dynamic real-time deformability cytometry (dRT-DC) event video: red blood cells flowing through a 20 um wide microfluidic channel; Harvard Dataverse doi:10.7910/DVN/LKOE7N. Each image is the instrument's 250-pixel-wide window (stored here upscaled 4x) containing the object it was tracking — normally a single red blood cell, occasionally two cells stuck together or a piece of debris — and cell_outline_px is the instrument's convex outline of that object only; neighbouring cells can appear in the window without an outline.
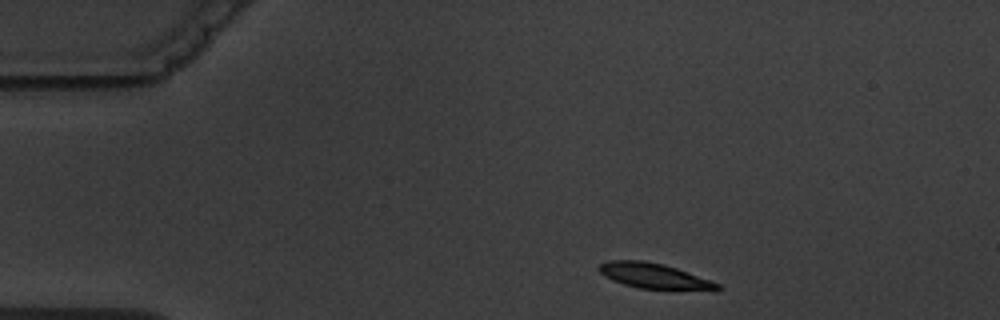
{"species": "common noctule bat (a hibernating species)", "species_latin": "Nyctalus noctula", "temperature_condition": "warm", "stored_images_in_passage": 3, "camera_frame_rate_fps": 3000, "um_per_image_px": 0.085, "animal": {"sex": "male", "body_mass_g": 19.5, "forearm_length_mm": 54.6}, "frame": {"image": 1, "passage_image": 1, "time_ms": 0.0, "image_size_px": [1000, 320], "cell_outline_px": [[724, 288], [640, 288], [624, 284], [604, 276], [596, 268], [600, 264], [608, 260], [644, 260], [664, 264], [676, 268], [720, 284]], "centroid_in_image_um": [55.45, 23.4], "position_along_channel_um": 29.6, "area_um2": 16.65}}